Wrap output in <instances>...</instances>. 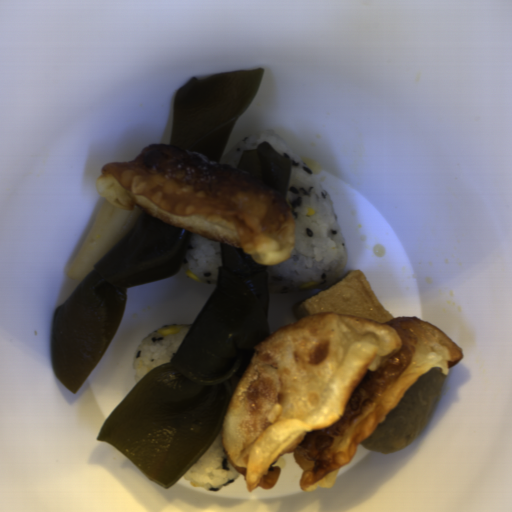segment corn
<instances>
[{"label":"corn","mask_w":512,"mask_h":512,"mask_svg":"<svg viewBox=\"0 0 512 512\" xmlns=\"http://www.w3.org/2000/svg\"><path fill=\"white\" fill-rule=\"evenodd\" d=\"M319 282L304 283L299 288L301 290H307L318 285Z\"/></svg>","instance_id":"corn-2"},{"label":"corn","mask_w":512,"mask_h":512,"mask_svg":"<svg viewBox=\"0 0 512 512\" xmlns=\"http://www.w3.org/2000/svg\"><path fill=\"white\" fill-rule=\"evenodd\" d=\"M187 275L192 279V280H195V281H198L199 282V277L196 276L192 271H190L189 269L186 271Z\"/></svg>","instance_id":"corn-3"},{"label":"corn","mask_w":512,"mask_h":512,"mask_svg":"<svg viewBox=\"0 0 512 512\" xmlns=\"http://www.w3.org/2000/svg\"><path fill=\"white\" fill-rule=\"evenodd\" d=\"M180 330H182L181 326H173V327H163V328L159 329L158 332L165 336V335H169V334H174Z\"/></svg>","instance_id":"corn-1"},{"label":"corn","mask_w":512,"mask_h":512,"mask_svg":"<svg viewBox=\"0 0 512 512\" xmlns=\"http://www.w3.org/2000/svg\"><path fill=\"white\" fill-rule=\"evenodd\" d=\"M315 214V211L312 208H308L307 215Z\"/></svg>","instance_id":"corn-4"}]
</instances>
